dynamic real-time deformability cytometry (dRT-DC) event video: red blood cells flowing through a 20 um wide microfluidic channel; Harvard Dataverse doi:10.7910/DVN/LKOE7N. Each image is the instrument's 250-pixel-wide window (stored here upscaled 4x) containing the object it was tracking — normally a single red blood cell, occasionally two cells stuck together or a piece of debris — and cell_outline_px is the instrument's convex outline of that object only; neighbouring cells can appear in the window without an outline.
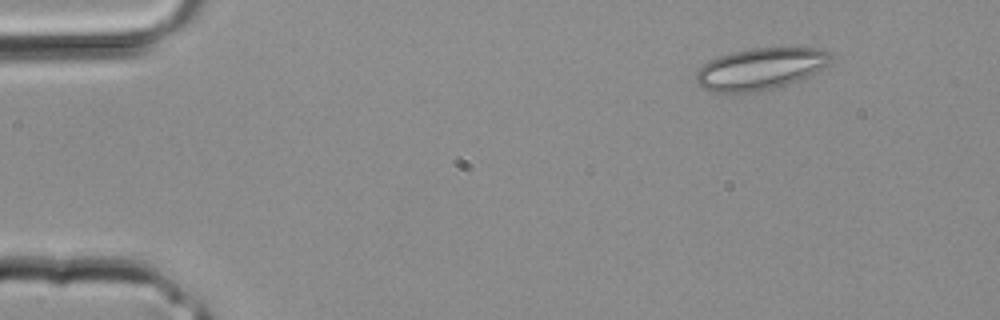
{"species": "common noctule bat (a hibernating species)", "species_latin": "Nyctalus noctula", "temperature_condition": "room temperature", "stored_images_in_passage": 3, "camera_frame_rate_fps": 3000, "um_per_image_px": 0.085, "animal": {"sex": "male", "body_mass_g": 20.4}, "frame": {"image": 1, "passage_image": 1, "time_ms": 0.0, "image_size_px": [1000, 320], "cell_outline_px": [[832, 60], [828, 64], [808, 76], [788, 84], [756, 92], [712, 92], [704, 88], [696, 80], [696, 72], [708, 60], [732, 52], [752, 48], [824, 48], [832, 56]], "centroid_in_image_um": [64.64, 5.84], "position_along_channel_um": 20.4, "area_um2": 32.48}}